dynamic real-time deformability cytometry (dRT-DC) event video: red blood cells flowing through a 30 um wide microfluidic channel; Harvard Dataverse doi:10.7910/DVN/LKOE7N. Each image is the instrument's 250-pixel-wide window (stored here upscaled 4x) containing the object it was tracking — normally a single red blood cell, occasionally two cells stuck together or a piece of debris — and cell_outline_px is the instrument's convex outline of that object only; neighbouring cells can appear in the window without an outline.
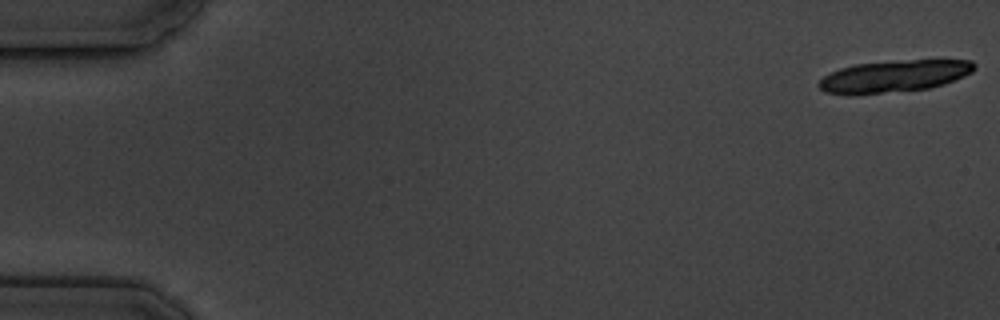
{"species": "common noctule bat (a hibernating species)", "species_latin": "Nyctalus noctula", "temperature_condition": "cold", "stored_images_in_passage": 7, "camera_frame_rate_fps": 3000, "um_per_image_px": 0.085, "animal": {"sex": "male", "body_mass_g": 19.5, "forearm_length_mm": 54.6}, "frame": {"image": 1, "passage_image": 1, "time_ms": 0.0, "image_size_px": [1000, 320], "cell_outline_px": [[976, 68], [972, 72], [964, 76], [944, 84], [928, 88], [856, 96], [848, 96], [824, 92], [816, 84], [824, 76], [840, 68], [856, 64], [908, 60], [972, 60], [976, 64]], "centroid_in_image_um": [75.96, 6.5], "position_along_channel_um": 9.0, "area_um2": 29.19}}